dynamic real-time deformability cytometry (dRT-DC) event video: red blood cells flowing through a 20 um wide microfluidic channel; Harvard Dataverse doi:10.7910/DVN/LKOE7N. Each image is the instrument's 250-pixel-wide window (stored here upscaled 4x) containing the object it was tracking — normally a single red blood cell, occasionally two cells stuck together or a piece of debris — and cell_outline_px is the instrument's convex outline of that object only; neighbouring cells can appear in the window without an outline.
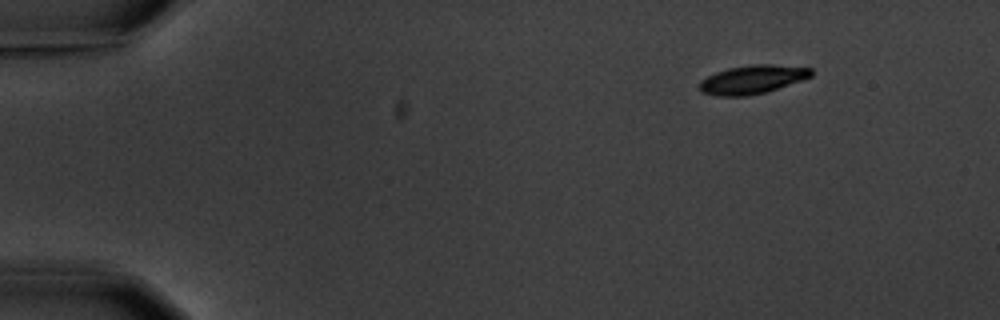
{"species": "common noctule bat (a hibernating species)", "species_latin": "Nyctalus noctula", "temperature_condition": "warm", "stored_images_in_passage": 4, "camera_frame_rate_fps": 3000, "um_per_image_px": 0.085, "animal": {"sex": "male", "body_mass_g": 20.1, "forearm_length_mm": 53.5}, "frame": {"image": 1, "passage_image": 1, "time_ms": 0.0, "image_size_px": [1000, 320], "cell_outline_px": [[812, 76], [764, 92], [744, 96], [716, 96], [700, 92], [700, 80], [716, 72], [728, 68], [752, 64], [772, 64], [812, 68]], "centroid_in_image_um": [63.91, 6.75], "position_along_channel_um": 21.1, "area_um2": 18.38}}
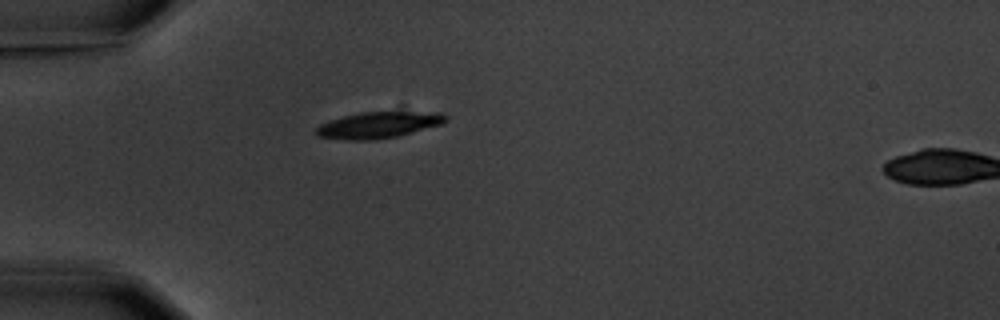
{"frame": {"image": 2, "passage_image": 3, "time_ms": 3.333, "image_size_px": [1000, 320], "cell_outline_px": [[448, 120], [444, 124], [396, 136], [376, 140], [348, 140], [316, 136], [316, 128], [320, 124], [328, 120], [360, 112], [444, 112], [448, 116]], "centroid_in_image_um": [32.21, 10.62], "position_along_channel_um": 52.8, "area_um2": 20.0}}